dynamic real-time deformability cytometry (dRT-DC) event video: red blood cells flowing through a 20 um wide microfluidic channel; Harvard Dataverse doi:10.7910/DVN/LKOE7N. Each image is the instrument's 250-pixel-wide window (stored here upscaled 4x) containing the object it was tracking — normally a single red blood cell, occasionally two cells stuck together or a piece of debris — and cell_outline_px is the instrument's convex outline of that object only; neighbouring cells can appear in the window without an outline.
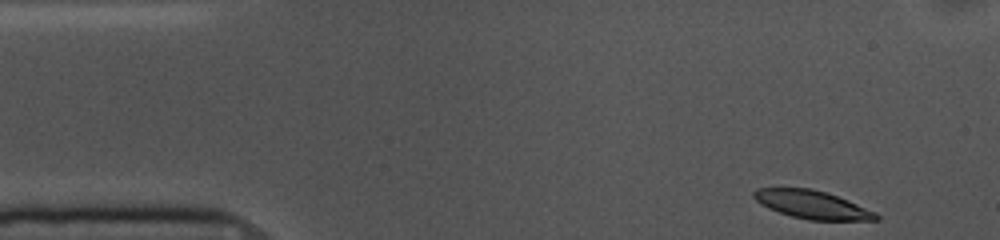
{"species": "common noctule bat (a hibernating species)", "species_latin": "Nyctalus noctula", "temperature_condition": "cold", "stored_images_in_passage": 51, "camera_frame_rate_fps": 3000, "um_per_image_px": 0.085, "animal": {"sex": "female", "body_mass_g": 10.0, "forearm_length_mm": 53.1}, "frame": {"image": 1, "passage_image": 1, "time_ms": 0.0, "image_size_px": [1000, 240], "cell_outline_px": [[880, 220], [808, 220], [792, 216], [768, 208], [760, 204], [752, 196], [752, 192], [756, 188], [812, 188], [848, 200], [876, 212], [880, 216]], "centroid_in_image_um": [69.03, 17.39], "position_along_channel_um": 16.0, "area_um2": 20.0}}
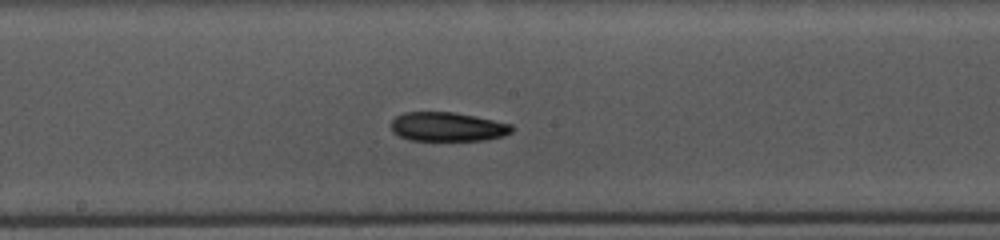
{"frame": {"image": 2, "passage_image": 24, "time_ms": 7.667, "image_size_px": [1000, 240], "cell_outline_px": [[516, 128], [512, 132], [504, 136], [484, 140], [408, 140], [392, 132], [392, 120], [396, 116], [404, 112], [456, 112], [476, 116], [512, 124]], "centroid_in_image_um": [38.08, 10.77], "position_along_channel_um": 210.1, "area_um2": 20.63}}
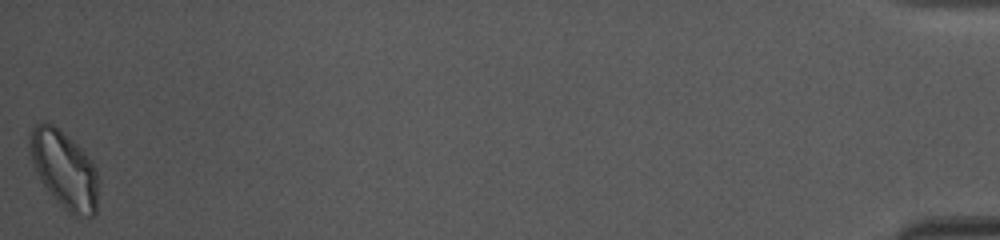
{"frame": {"image": 3, "passage_image": 51, "time_ms": 16.667, "image_size_px": [1000, 240], "cell_outline_px": [[96, 212], [92, 216], [72, 216], [56, 200], [40, 180], [32, 164], [28, 144], [32, 128], [40, 120], [52, 124], [68, 136], [92, 160], [96, 168]], "centroid_in_image_um": [5.42, 14.39], "position_along_channel_um": 429.8, "area_um2": 30.69}, "authors_computed_cell_mechanics": {"area_um2": 21.2704, "velocity_mm_per_s": 3.5788, "shape_relaxation_time_tau1_ms": 6.1449, "shape_relaxation_time_tau2_ms": null, "deformation_change_tau1": 0.1204, "deformation_change_tau2": null}}